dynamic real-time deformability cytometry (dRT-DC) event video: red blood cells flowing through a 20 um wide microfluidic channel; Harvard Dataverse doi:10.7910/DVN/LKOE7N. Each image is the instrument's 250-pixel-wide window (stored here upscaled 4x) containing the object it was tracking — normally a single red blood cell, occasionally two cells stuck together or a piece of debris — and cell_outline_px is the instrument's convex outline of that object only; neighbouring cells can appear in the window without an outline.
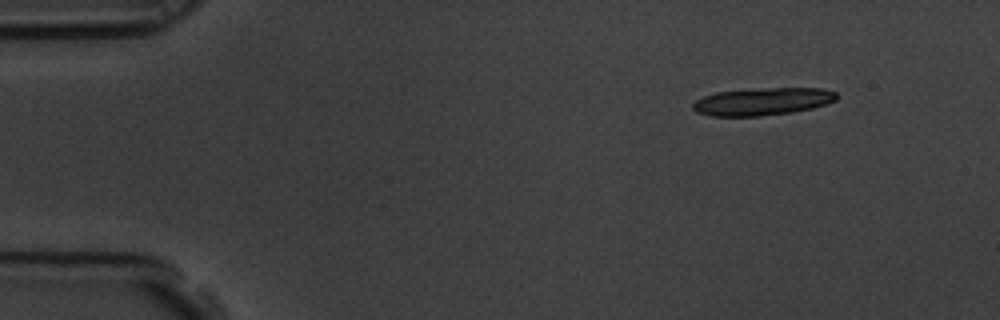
{"species": "common noctule bat (a hibernating species)", "species_latin": "Nyctalus noctula", "temperature_condition": "room temperature", "stored_images_in_passage": 8, "segment_of_instrument_passage": [1, 2], "camera_frame_rate_fps": 3000, "um_per_image_px": 0.085, "animal": {"sex": "male", "body_mass_g": 19.5, "forearm_length_mm": 54.6}, "frame": {"image": 1, "passage_image": 1, "time_ms": 0.0, "image_size_px": [1000, 320], "cell_outline_px": [[836, 100], [812, 108], [792, 112], [760, 116], [708, 116], [696, 112], [692, 108], [692, 104], [696, 100], [704, 96], [716, 92], [772, 88], [820, 88], [836, 92]], "centroid_in_image_um": [64.78, 8.64], "position_along_channel_um": 20.2, "area_um2": 22.83}}
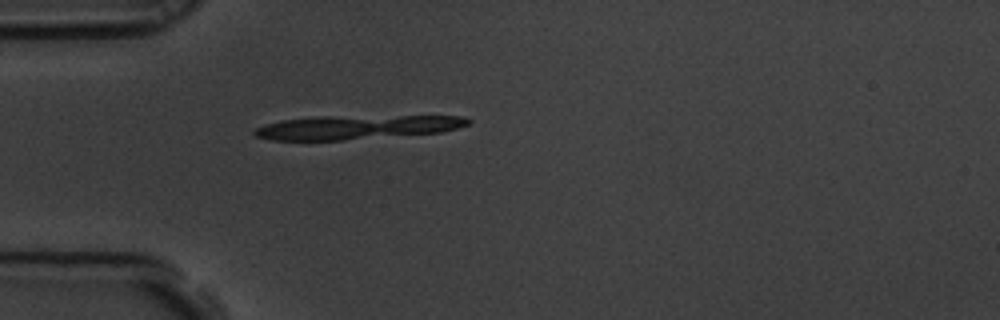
{"frame": {"image": 2, "passage_image": 4, "time_ms": 1.0, "image_size_px": [1000, 320], "cell_outline_px": [[472, 120], [468, 124], [456, 128], [440, 132], [344, 140], [272, 140], [256, 136], [252, 132], [256, 128], [280, 120], [324, 116], [460, 116]], "centroid_in_image_um": [30.3, 10.81], "position_along_channel_um": 54.7, "area_um2": 29.48}}